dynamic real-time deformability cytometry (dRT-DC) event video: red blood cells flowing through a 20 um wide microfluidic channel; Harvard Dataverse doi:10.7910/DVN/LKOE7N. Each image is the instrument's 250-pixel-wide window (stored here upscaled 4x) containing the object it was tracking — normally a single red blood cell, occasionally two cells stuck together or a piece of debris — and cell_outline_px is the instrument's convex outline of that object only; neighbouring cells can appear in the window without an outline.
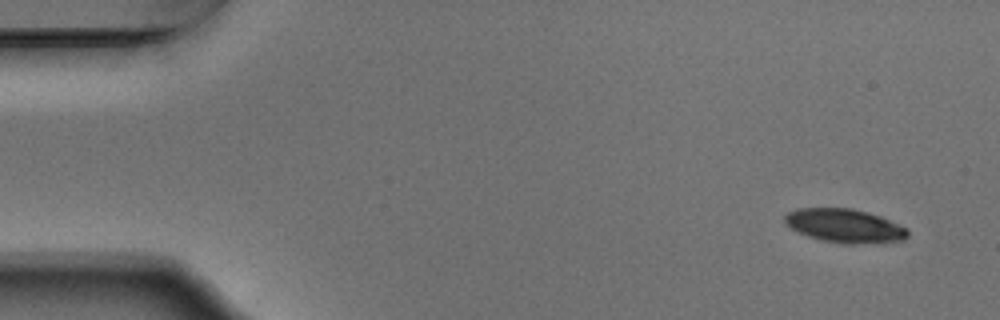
{"species": "Egyptian fruit bat (a non-hibernating species)", "species_latin": "Rousettus aegyptiacus", "temperature_condition": "warm", "stored_images_in_passage": 3, "camera_frame_rate_fps": 3000, "um_per_image_px": 0.085, "animal": {"sex": "male"}, "frame": {"image": 1, "passage_image": 1, "time_ms": 0.0, "image_size_px": [1000, 320], "cell_outline_px": [[904, 232], [884, 236], [828, 236], [816, 232], [816, 212], [852, 212], [868, 216]], "centroid_in_image_um": [72.37, 19.14], "position_along_channel_um": 12.6, "area_um2": 11.44}}